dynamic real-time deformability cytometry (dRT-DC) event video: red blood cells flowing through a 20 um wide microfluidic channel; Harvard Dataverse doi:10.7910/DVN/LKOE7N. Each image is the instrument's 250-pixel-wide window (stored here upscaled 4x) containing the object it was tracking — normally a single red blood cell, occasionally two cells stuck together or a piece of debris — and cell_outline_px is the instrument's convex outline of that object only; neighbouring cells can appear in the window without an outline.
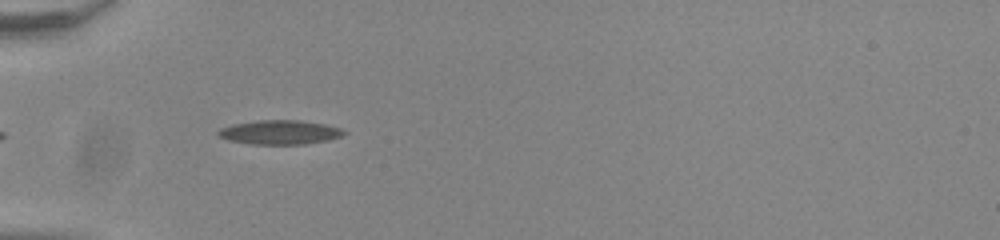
{"species": "common noctule bat (a hibernating species)", "species_latin": "Nyctalus noctula", "temperature_condition": "room temperature", "stored_images_in_passage": 40, "camera_frame_rate_fps": 3000, "um_per_image_px": 0.085, "animal": {"sex": "male", "body_mass_g": 20.0, "forearm_length_mm": 53.3}, "frame": {"image": 1, "passage_image": 4, "time_ms": 1.0, "image_size_px": [1000, 240], "cell_outline_px": [[348, 132], [340, 136], [328, 140], [304, 144], [252, 144], [228, 140], [216, 136], [216, 132], [220, 128], [232, 124], [260, 120], [300, 120], [324, 124], [340, 128]], "centroid_in_image_um": [23.74, 11.24], "position_along_channel_um": 61.3, "area_um2": 17.74}}
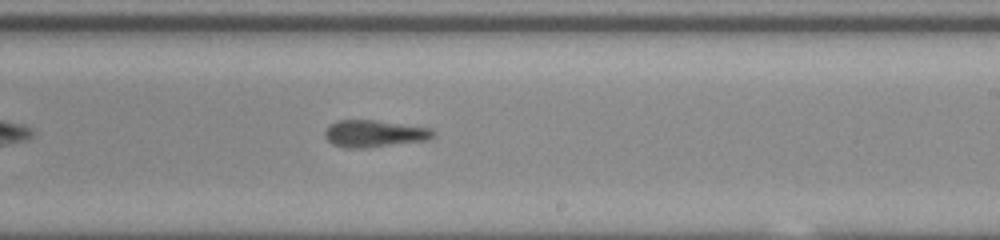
{"frame": {"image": 2, "passage_image": 20, "time_ms": 6.333, "image_size_px": [1000, 240], "cell_outline_px": [[436, 136], [428, 140], [364, 148], [344, 148], [332, 144], [324, 136], [324, 132], [328, 124], [336, 120], [376, 120], [432, 128], [436, 132]], "centroid_in_image_um": [31.82, 11.35], "position_along_channel_um": 257.2, "area_um2": 17.34}}
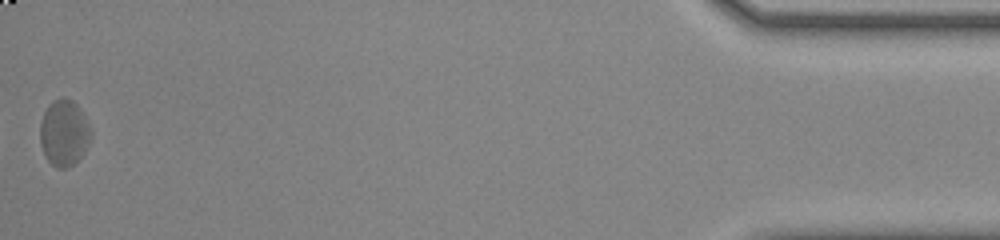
{"frame": {"image": 3, "passage_image": 40, "time_ms": 13.0, "image_size_px": [1000, 240], "cell_outline_px": [[92, 136], [84, 152], [68, 168], [56, 168], [48, 160], [40, 144], [40, 124], [44, 112], [48, 104], [52, 100], [64, 96], [72, 100], [80, 108], [92, 128]], "centroid_in_image_um": [5.45, 11.26], "position_along_channel_um": 429.7, "area_um2": 19.77}, "authors_computed_cell_mechanics": {"area_um2": 17.6001, "velocity_mm_per_s": 3.82, "shape_relaxation_time_tau1_ms": 5.1985, "shape_relaxation_time_tau2_ms": 2.439, "deformation_change_tau1": 0.112, "deformation_change_tau2": 0.1059}}